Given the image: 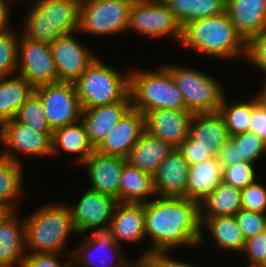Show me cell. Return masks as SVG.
Segmentation results:
<instances>
[{
    "mask_svg": "<svg viewBox=\"0 0 266 267\" xmlns=\"http://www.w3.org/2000/svg\"><path fill=\"white\" fill-rule=\"evenodd\" d=\"M263 89H261V91L258 94L257 97L259 99V102L262 103L265 107H266V80L263 83Z\"/></svg>",
    "mask_w": 266,
    "mask_h": 267,
    "instance_id": "cell-49",
    "label": "cell"
},
{
    "mask_svg": "<svg viewBox=\"0 0 266 267\" xmlns=\"http://www.w3.org/2000/svg\"><path fill=\"white\" fill-rule=\"evenodd\" d=\"M217 158L223 167L233 166L244 162V160H240V152L230 139L221 148Z\"/></svg>",
    "mask_w": 266,
    "mask_h": 267,
    "instance_id": "cell-47",
    "label": "cell"
},
{
    "mask_svg": "<svg viewBox=\"0 0 266 267\" xmlns=\"http://www.w3.org/2000/svg\"><path fill=\"white\" fill-rule=\"evenodd\" d=\"M14 0H0V34L12 30L9 27L10 7ZM9 20V21H8Z\"/></svg>",
    "mask_w": 266,
    "mask_h": 267,
    "instance_id": "cell-48",
    "label": "cell"
},
{
    "mask_svg": "<svg viewBox=\"0 0 266 267\" xmlns=\"http://www.w3.org/2000/svg\"><path fill=\"white\" fill-rule=\"evenodd\" d=\"M35 88L22 76L0 78V125L15 118Z\"/></svg>",
    "mask_w": 266,
    "mask_h": 267,
    "instance_id": "cell-29",
    "label": "cell"
},
{
    "mask_svg": "<svg viewBox=\"0 0 266 267\" xmlns=\"http://www.w3.org/2000/svg\"><path fill=\"white\" fill-rule=\"evenodd\" d=\"M174 149L170 144L144 130L130 151L127 161L132 166L153 176L158 166Z\"/></svg>",
    "mask_w": 266,
    "mask_h": 267,
    "instance_id": "cell-26",
    "label": "cell"
},
{
    "mask_svg": "<svg viewBox=\"0 0 266 267\" xmlns=\"http://www.w3.org/2000/svg\"><path fill=\"white\" fill-rule=\"evenodd\" d=\"M235 219L245 241L266 230V213L239 210Z\"/></svg>",
    "mask_w": 266,
    "mask_h": 267,
    "instance_id": "cell-39",
    "label": "cell"
},
{
    "mask_svg": "<svg viewBox=\"0 0 266 267\" xmlns=\"http://www.w3.org/2000/svg\"><path fill=\"white\" fill-rule=\"evenodd\" d=\"M223 166L218 158L189 166V176L185 198L200 203L222 182Z\"/></svg>",
    "mask_w": 266,
    "mask_h": 267,
    "instance_id": "cell-25",
    "label": "cell"
},
{
    "mask_svg": "<svg viewBox=\"0 0 266 267\" xmlns=\"http://www.w3.org/2000/svg\"><path fill=\"white\" fill-rule=\"evenodd\" d=\"M154 194L153 176L127 162L120 180L119 203L145 204Z\"/></svg>",
    "mask_w": 266,
    "mask_h": 267,
    "instance_id": "cell-30",
    "label": "cell"
},
{
    "mask_svg": "<svg viewBox=\"0 0 266 267\" xmlns=\"http://www.w3.org/2000/svg\"><path fill=\"white\" fill-rule=\"evenodd\" d=\"M242 253L247 255L250 267L266 265V230L247 239Z\"/></svg>",
    "mask_w": 266,
    "mask_h": 267,
    "instance_id": "cell-41",
    "label": "cell"
},
{
    "mask_svg": "<svg viewBox=\"0 0 266 267\" xmlns=\"http://www.w3.org/2000/svg\"><path fill=\"white\" fill-rule=\"evenodd\" d=\"M145 130V115L131 108L96 148L102 154L127 158Z\"/></svg>",
    "mask_w": 266,
    "mask_h": 267,
    "instance_id": "cell-19",
    "label": "cell"
},
{
    "mask_svg": "<svg viewBox=\"0 0 266 267\" xmlns=\"http://www.w3.org/2000/svg\"><path fill=\"white\" fill-rule=\"evenodd\" d=\"M253 109L254 99L228 103L227 96H224L219 113L225 120L230 137L249 131Z\"/></svg>",
    "mask_w": 266,
    "mask_h": 267,
    "instance_id": "cell-34",
    "label": "cell"
},
{
    "mask_svg": "<svg viewBox=\"0 0 266 267\" xmlns=\"http://www.w3.org/2000/svg\"><path fill=\"white\" fill-rule=\"evenodd\" d=\"M193 113L180 109H157L145 114V130L178 148L189 136Z\"/></svg>",
    "mask_w": 266,
    "mask_h": 267,
    "instance_id": "cell-16",
    "label": "cell"
},
{
    "mask_svg": "<svg viewBox=\"0 0 266 267\" xmlns=\"http://www.w3.org/2000/svg\"><path fill=\"white\" fill-rule=\"evenodd\" d=\"M133 1H81L78 31L93 35H113L125 32Z\"/></svg>",
    "mask_w": 266,
    "mask_h": 267,
    "instance_id": "cell-9",
    "label": "cell"
},
{
    "mask_svg": "<svg viewBox=\"0 0 266 267\" xmlns=\"http://www.w3.org/2000/svg\"><path fill=\"white\" fill-rule=\"evenodd\" d=\"M182 92L186 110L191 113L219 112L225 96L221 83L212 76L186 66L164 65Z\"/></svg>",
    "mask_w": 266,
    "mask_h": 267,
    "instance_id": "cell-7",
    "label": "cell"
},
{
    "mask_svg": "<svg viewBox=\"0 0 266 267\" xmlns=\"http://www.w3.org/2000/svg\"><path fill=\"white\" fill-rule=\"evenodd\" d=\"M226 12L245 41L266 30V0H227Z\"/></svg>",
    "mask_w": 266,
    "mask_h": 267,
    "instance_id": "cell-23",
    "label": "cell"
},
{
    "mask_svg": "<svg viewBox=\"0 0 266 267\" xmlns=\"http://www.w3.org/2000/svg\"><path fill=\"white\" fill-rule=\"evenodd\" d=\"M184 27L196 19L226 12L227 0H163Z\"/></svg>",
    "mask_w": 266,
    "mask_h": 267,
    "instance_id": "cell-33",
    "label": "cell"
},
{
    "mask_svg": "<svg viewBox=\"0 0 266 267\" xmlns=\"http://www.w3.org/2000/svg\"><path fill=\"white\" fill-rule=\"evenodd\" d=\"M127 158L95 150L81 165L88 171L89 189L114 196L119 202L120 180Z\"/></svg>",
    "mask_w": 266,
    "mask_h": 267,
    "instance_id": "cell-17",
    "label": "cell"
},
{
    "mask_svg": "<svg viewBox=\"0 0 266 267\" xmlns=\"http://www.w3.org/2000/svg\"><path fill=\"white\" fill-rule=\"evenodd\" d=\"M52 130L81 120L82 107L73 82H57L35 88Z\"/></svg>",
    "mask_w": 266,
    "mask_h": 267,
    "instance_id": "cell-10",
    "label": "cell"
},
{
    "mask_svg": "<svg viewBox=\"0 0 266 267\" xmlns=\"http://www.w3.org/2000/svg\"><path fill=\"white\" fill-rule=\"evenodd\" d=\"M241 209V190L221 182L209 196L199 203L200 222L202 223L207 218L235 216Z\"/></svg>",
    "mask_w": 266,
    "mask_h": 267,
    "instance_id": "cell-28",
    "label": "cell"
},
{
    "mask_svg": "<svg viewBox=\"0 0 266 267\" xmlns=\"http://www.w3.org/2000/svg\"><path fill=\"white\" fill-rule=\"evenodd\" d=\"M17 74L34 88L58 82V73L50 49V43L19 38Z\"/></svg>",
    "mask_w": 266,
    "mask_h": 267,
    "instance_id": "cell-11",
    "label": "cell"
},
{
    "mask_svg": "<svg viewBox=\"0 0 266 267\" xmlns=\"http://www.w3.org/2000/svg\"><path fill=\"white\" fill-rule=\"evenodd\" d=\"M245 58L266 74V30L253 35L246 41Z\"/></svg>",
    "mask_w": 266,
    "mask_h": 267,
    "instance_id": "cell-42",
    "label": "cell"
},
{
    "mask_svg": "<svg viewBox=\"0 0 266 267\" xmlns=\"http://www.w3.org/2000/svg\"><path fill=\"white\" fill-rule=\"evenodd\" d=\"M108 232L118 244L140 242L145 235V204L118 203Z\"/></svg>",
    "mask_w": 266,
    "mask_h": 267,
    "instance_id": "cell-22",
    "label": "cell"
},
{
    "mask_svg": "<svg viewBox=\"0 0 266 267\" xmlns=\"http://www.w3.org/2000/svg\"><path fill=\"white\" fill-rule=\"evenodd\" d=\"M180 44L219 59L245 58L246 55V41L236 31L227 12L187 23Z\"/></svg>",
    "mask_w": 266,
    "mask_h": 267,
    "instance_id": "cell-2",
    "label": "cell"
},
{
    "mask_svg": "<svg viewBox=\"0 0 266 267\" xmlns=\"http://www.w3.org/2000/svg\"><path fill=\"white\" fill-rule=\"evenodd\" d=\"M53 133H40L22 125L15 119L0 125V143L5 147L0 155L21 163L18 154L32 156L52 155ZM15 152V153H14Z\"/></svg>",
    "mask_w": 266,
    "mask_h": 267,
    "instance_id": "cell-12",
    "label": "cell"
},
{
    "mask_svg": "<svg viewBox=\"0 0 266 267\" xmlns=\"http://www.w3.org/2000/svg\"><path fill=\"white\" fill-rule=\"evenodd\" d=\"M168 253L169 251L150 252L142 257L141 260L144 267H196L195 264L168 257V255H166Z\"/></svg>",
    "mask_w": 266,
    "mask_h": 267,
    "instance_id": "cell-45",
    "label": "cell"
},
{
    "mask_svg": "<svg viewBox=\"0 0 266 267\" xmlns=\"http://www.w3.org/2000/svg\"><path fill=\"white\" fill-rule=\"evenodd\" d=\"M242 209L266 213V186L255 181L241 190Z\"/></svg>",
    "mask_w": 266,
    "mask_h": 267,
    "instance_id": "cell-40",
    "label": "cell"
},
{
    "mask_svg": "<svg viewBox=\"0 0 266 267\" xmlns=\"http://www.w3.org/2000/svg\"><path fill=\"white\" fill-rule=\"evenodd\" d=\"M97 57L74 81L82 109L110 105L130 95V71L123 76Z\"/></svg>",
    "mask_w": 266,
    "mask_h": 267,
    "instance_id": "cell-6",
    "label": "cell"
},
{
    "mask_svg": "<svg viewBox=\"0 0 266 267\" xmlns=\"http://www.w3.org/2000/svg\"><path fill=\"white\" fill-rule=\"evenodd\" d=\"M22 164L0 155V207L16 210L17 200L23 194Z\"/></svg>",
    "mask_w": 266,
    "mask_h": 267,
    "instance_id": "cell-32",
    "label": "cell"
},
{
    "mask_svg": "<svg viewBox=\"0 0 266 267\" xmlns=\"http://www.w3.org/2000/svg\"><path fill=\"white\" fill-rule=\"evenodd\" d=\"M80 0H36L25 19L23 38L51 43L79 30Z\"/></svg>",
    "mask_w": 266,
    "mask_h": 267,
    "instance_id": "cell-4",
    "label": "cell"
},
{
    "mask_svg": "<svg viewBox=\"0 0 266 267\" xmlns=\"http://www.w3.org/2000/svg\"><path fill=\"white\" fill-rule=\"evenodd\" d=\"M137 260V261H136ZM135 261H133L132 263H130L127 267H144L142 260L136 259Z\"/></svg>",
    "mask_w": 266,
    "mask_h": 267,
    "instance_id": "cell-50",
    "label": "cell"
},
{
    "mask_svg": "<svg viewBox=\"0 0 266 267\" xmlns=\"http://www.w3.org/2000/svg\"><path fill=\"white\" fill-rule=\"evenodd\" d=\"M254 98V109L251 115L249 131L257 134L266 143V107L259 102L257 95Z\"/></svg>",
    "mask_w": 266,
    "mask_h": 267,
    "instance_id": "cell-46",
    "label": "cell"
},
{
    "mask_svg": "<svg viewBox=\"0 0 266 267\" xmlns=\"http://www.w3.org/2000/svg\"><path fill=\"white\" fill-rule=\"evenodd\" d=\"M62 253H33L24 257L22 267H73L72 259L66 264L60 262ZM64 264V265H63Z\"/></svg>",
    "mask_w": 266,
    "mask_h": 267,
    "instance_id": "cell-44",
    "label": "cell"
},
{
    "mask_svg": "<svg viewBox=\"0 0 266 267\" xmlns=\"http://www.w3.org/2000/svg\"><path fill=\"white\" fill-rule=\"evenodd\" d=\"M16 121L40 133H53L41 99L34 93L18 110Z\"/></svg>",
    "mask_w": 266,
    "mask_h": 267,
    "instance_id": "cell-35",
    "label": "cell"
},
{
    "mask_svg": "<svg viewBox=\"0 0 266 267\" xmlns=\"http://www.w3.org/2000/svg\"><path fill=\"white\" fill-rule=\"evenodd\" d=\"M178 150L188 162L189 166L213 158L210 155V149L198 143L190 134L178 147Z\"/></svg>",
    "mask_w": 266,
    "mask_h": 267,
    "instance_id": "cell-43",
    "label": "cell"
},
{
    "mask_svg": "<svg viewBox=\"0 0 266 267\" xmlns=\"http://www.w3.org/2000/svg\"><path fill=\"white\" fill-rule=\"evenodd\" d=\"M61 150L77 154L78 164H82L96 150L89 141L81 120L53 130L52 156L57 155Z\"/></svg>",
    "mask_w": 266,
    "mask_h": 267,
    "instance_id": "cell-27",
    "label": "cell"
},
{
    "mask_svg": "<svg viewBox=\"0 0 266 267\" xmlns=\"http://www.w3.org/2000/svg\"><path fill=\"white\" fill-rule=\"evenodd\" d=\"M131 108L132 100L129 95L125 100L114 104L83 109L81 121L95 149Z\"/></svg>",
    "mask_w": 266,
    "mask_h": 267,
    "instance_id": "cell-18",
    "label": "cell"
},
{
    "mask_svg": "<svg viewBox=\"0 0 266 267\" xmlns=\"http://www.w3.org/2000/svg\"><path fill=\"white\" fill-rule=\"evenodd\" d=\"M73 250L70 252L74 255V259L72 258L73 267H127L131 263L125 258L126 254L121 249V245L114 240L108 231L91 232ZM96 259H99L98 262Z\"/></svg>",
    "mask_w": 266,
    "mask_h": 267,
    "instance_id": "cell-14",
    "label": "cell"
},
{
    "mask_svg": "<svg viewBox=\"0 0 266 267\" xmlns=\"http://www.w3.org/2000/svg\"><path fill=\"white\" fill-rule=\"evenodd\" d=\"M25 220V247L33 253H63L69 234L76 233L69 205L39 207ZM28 246V247H27Z\"/></svg>",
    "mask_w": 266,
    "mask_h": 267,
    "instance_id": "cell-3",
    "label": "cell"
},
{
    "mask_svg": "<svg viewBox=\"0 0 266 267\" xmlns=\"http://www.w3.org/2000/svg\"><path fill=\"white\" fill-rule=\"evenodd\" d=\"M189 134L198 143L209 148L210 155L216 158L230 139L225 120L219 112L193 114Z\"/></svg>",
    "mask_w": 266,
    "mask_h": 267,
    "instance_id": "cell-24",
    "label": "cell"
},
{
    "mask_svg": "<svg viewBox=\"0 0 266 267\" xmlns=\"http://www.w3.org/2000/svg\"><path fill=\"white\" fill-rule=\"evenodd\" d=\"M7 212L4 208L0 207V218Z\"/></svg>",
    "mask_w": 266,
    "mask_h": 267,
    "instance_id": "cell-51",
    "label": "cell"
},
{
    "mask_svg": "<svg viewBox=\"0 0 266 267\" xmlns=\"http://www.w3.org/2000/svg\"><path fill=\"white\" fill-rule=\"evenodd\" d=\"M254 164L244 161L237 165L223 167L222 182L238 190H243L248 185L253 184L257 179Z\"/></svg>",
    "mask_w": 266,
    "mask_h": 267,
    "instance_id": "cell-38",
    "label": "cell"
},
{
    "mask_svg": "<svg viewBox=\"0 0 266 267\" xmlns=\"http://www.w3.org/2000/svg\"><path fill=\"white\" fill-rule=\"evenodd\" d=\"M205 224V225H204ZM207 226L212 239L220 248L243 252L245 247V239L236 222L235 216H222L207 218L201 223V238L199 246L204 241L203 228Z\"/></svg>",
    "mask_w": 266,
    "mask_h": 267,
    "instance_id": "cell-31",
    "label": "cell"
},
{
    "mask_svg": "<svg viewBox=\"0 0 266 267\" xmlns=\"http://www.w3.org/2000/svg\"><path fill=\"white\" fill-rule=\"evenodd\" d=\"M70 33L50 43L58 82H74L98 57Z\"/></svg>",
    "mask_w": 266,
    "mask_h": 267,
    "instance_id": "cell-15",
    "label": "cell"
},
{
    "mask_svg": "<svg viewBox=\"0 0 266 267\" xmlns=\"http://www.w3.org/2000/svg\"><path fill=\"white\" fill-rule=\"evenodd\" d=\"M189 176V164L178 148H175L158 166L153 175L156 195L185 197Z\"/></svg>",
    "mask_w": 266,
    "mask_h": 267,
    "instance_id": "cell-20",
    "label": "cell"
},
{
    "mask_svg": "<svg viewBox=\"0 0 266 267\" xmlns=\"http://www.w3.org/2000/svg\"><path fill=\"white\" fill-rule=\"evenodd\" d=\"M129 29L150 38L171 36L179 44L183 36L182 24L163 0H134L126 30Z\"/></svg>",
    "mask_w": 266,
    "mask_h": 267,
    "instance_id": "cell-8",
    "label": "cell"
},
{
    "mask_svg": "<svg viewBox=\"0 0 266 267\" xmlns=\"http://www.w3.org/2000/svg\"><path fill=\"white\" fill-rule=\"evenodd\" d=\"M118 200L111 195L87 189L76 206H69L77 234L108 231Z\"/></svg>",
    "mask_w": 266,
    "mask_h": 267,
    "instance_id": "cell-13",
    "label": "cell"
},
{
    "mask_svg": "<svg viewBox=\"0 0 266 267\" xmlns=\"http://www.w3.org/2000/svg\"><path fill=\"white\" fill-rule=\"evenodd\" d=\"M130 95L132 108L143 115L157 109L186 110L182 92L165 66L153 72L131 70Z\"/></svg>",
    "mask_w": 266,
    "mask_h": 267,
    "instance_id": "cell-5",
    "label": "cell"
},
{
    "mask_svg": "<svg viewBox=\"0 0 266 267\" xmlns=\"http://www.w3.org/2000/svg\"><path fill=\"white\" fill-rule=\"evenodd\" d=\"M16 210L0 218V267H22L26 255L25 220H18Z\"/></svg>",
    "mask_w": 266,
    "mask_h": 267,
    "instance_id": "cell-21",
    "label": "cell"
},
{
    "mask_svg": "<svg viewBox=\"0 0 266 267\" xmlns=\"http://www.w3.org/2000/svg\"><path fill=\"white\" fill-rule=\"evenodd\" d=\"M240 152V160L255 163L263 153L266 154V143L253 132H244L230 137Z\"/></svg>",
    "mask_w": 266,
    "mask_h": 267,
    "instance_id": "cell-37",
    "label": "cell"
},
{
    "mask_svg": "<svg viewBox=\"0 0 266 267\" xmlns=\"http://www.w3.org/2000/svg\"><path fill=\"white\" fill-rule=\"evenodd\" d=\"M153 198L145 203V235L151 246L139 258L179 246L197 247L201 238L199 203L185 197Z\"/></svg>",
    "mask_w": 266,
    "mask_h": 267,
    "instance_id": "cell-1",
    "label": "cell"
},
{
    "mask_svg": "<svg viewBox=\"0 0 266 267\" xmlns=\"http://www.w3.org/2000/svg\"><path fill=\"white\" fill-rule=\"evenodd\" d=\"M19 35L13 29L0 34V76H11L17 72Z\"/></svg>",
    "mask_w": 266,
    "mask_h": 267,
    "instance_id": "cell-36",
    "label": "cell"
}]
</instances>
